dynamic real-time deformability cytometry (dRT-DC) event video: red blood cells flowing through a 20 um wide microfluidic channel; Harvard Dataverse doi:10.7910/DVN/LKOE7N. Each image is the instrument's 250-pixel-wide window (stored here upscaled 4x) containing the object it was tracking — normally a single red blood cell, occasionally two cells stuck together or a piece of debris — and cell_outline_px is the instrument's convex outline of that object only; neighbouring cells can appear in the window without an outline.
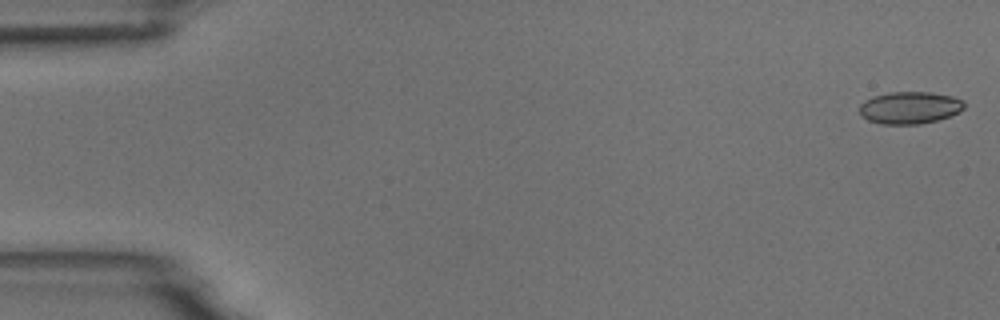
{"species": "common noctule bat (a hibernating species)", "species_latin": "Nyctalus noctula", "temperature_condition": "room temperature", "stored_images_in_passage": 6, "camera_frame_rate_fps": 3000, "um_per_image_px": 0.085, "animal": {"sex": "male", "body_mass_g": 18.8}, "frame": {"image": 1, "passage_image": 1, "time_ms": 0.0, "image_size_px": [1000, 320], "cell_outline_px": [[964, 108], [960, 112], [936, 120], [920, 124], [880, 124], [868, 120], [860, 116], [860, 104], [864, 100], [872, 96], [888, 92], [928, 92], [952, 96], [964, 100]], "centroid_in_image_um": [77.3, 9.15], "position_along_channel_um": 7.7, "area_um2": 19.77}}
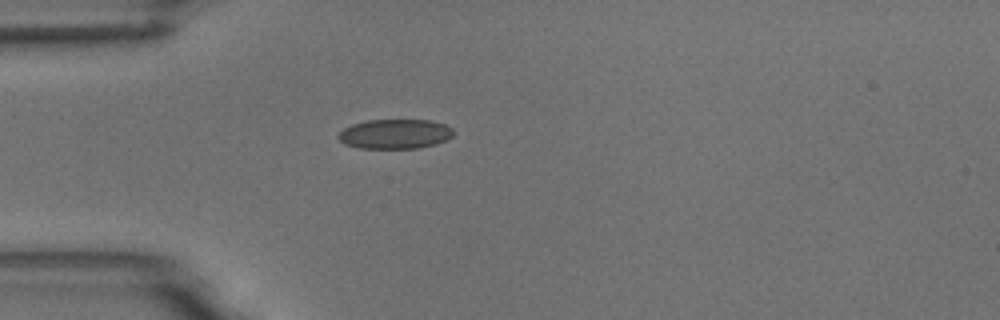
{"frame": {"image": 2, "passage_image": 5, "time_ms": 4.667, "image_size_px": [1000, 320], "cell_outline_px": [[452, 136], [448, 140], [436, 144], [420, 148], [360, 148], [344, 144], [336, 136], [344, 128], [352, 124], [368, 120], [432, 120], [444, 124], [452, 128]], "centroid_in_image_um": [33.58, 11.39], "position_along_channel_um": 51.4, "area_um2": 19.94}}